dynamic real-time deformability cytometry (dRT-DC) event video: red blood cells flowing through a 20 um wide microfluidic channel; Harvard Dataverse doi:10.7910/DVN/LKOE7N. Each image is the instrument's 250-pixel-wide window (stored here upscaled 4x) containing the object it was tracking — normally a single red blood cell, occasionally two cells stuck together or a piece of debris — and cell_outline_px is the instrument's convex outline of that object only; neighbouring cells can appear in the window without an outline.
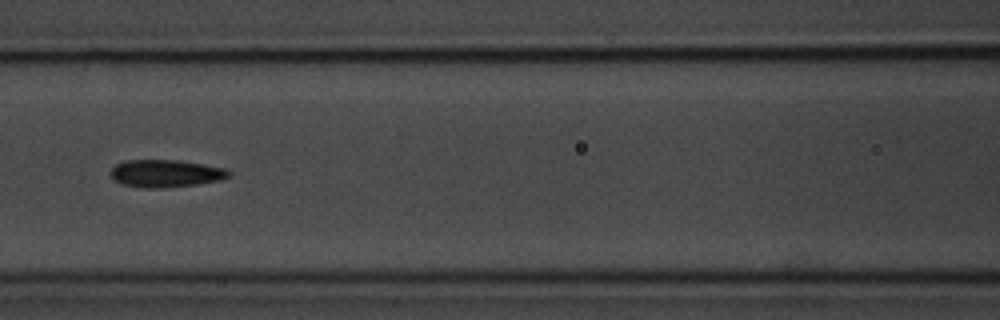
{"species": "common noctule bat (a hibernating species)", "species_latin": "Nyctalus noctula", "temperature_condition": "room temperature", "stored_images_in_passage": 7, "camera_frame_rate_fps": 3000, "um_per_image_px": 0.085, "animal": {"sex": "male", "body_mass_g": 20.1, "forearm_length_mm": 53.5}, "frame": {"image": 1, "passage_image": 7, "time_ms": 7.0, "image_size_px": [1000, 320], "cell_outline_px": [[232, 172], [228, 176], [220, 180], [196, 184], [160, 188], [148, 188], [124, 184], [112, 180], [108, 172], [116, 164], [128, 160], [176, 160], [204, 164], [228, 168]], "centroid_in_image_um": [14.08, 14.73], "position_along_channel_um": 152.5, "area_um2": 18.96}}